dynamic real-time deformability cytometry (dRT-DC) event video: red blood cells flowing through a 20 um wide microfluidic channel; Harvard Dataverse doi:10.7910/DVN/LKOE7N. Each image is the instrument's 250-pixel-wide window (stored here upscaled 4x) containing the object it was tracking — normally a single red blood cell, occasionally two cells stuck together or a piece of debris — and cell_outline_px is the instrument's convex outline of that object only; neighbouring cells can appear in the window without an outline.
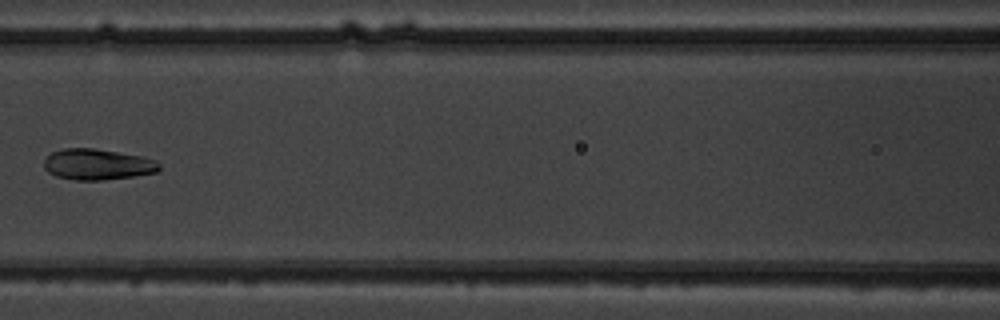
{"species": "common noctule bat (a hibernating species)", "species_latin": "Nyctalus noctula", "temperature_condition": "warm", "stored_images_in_passage": 9, "camera_frame_rate_fps": 3000, "um_per_image_px": 0.085, "animal": {"sex": "male", "body_mass_g": 19.5, "forearm_length_mm": 54.6}, "frame": {"image": 1, "passage_image": 8, "time_ms": 8.0, "image_size_px": [1000, 320], "cell_outline_px": [[160, 168], [156, 172], [132, 176], [104, 180], [72, 180], [56, 176], [48, 172], [44, 168], [44, 160], [52, 152], [64, 148], [92, 148], [144, 156], [156, 160], [160, 164]], "centroid_in_image_um": [8.28, 13.97], "position_along_channel_um": 158.3, "area_um2": 20.81}}
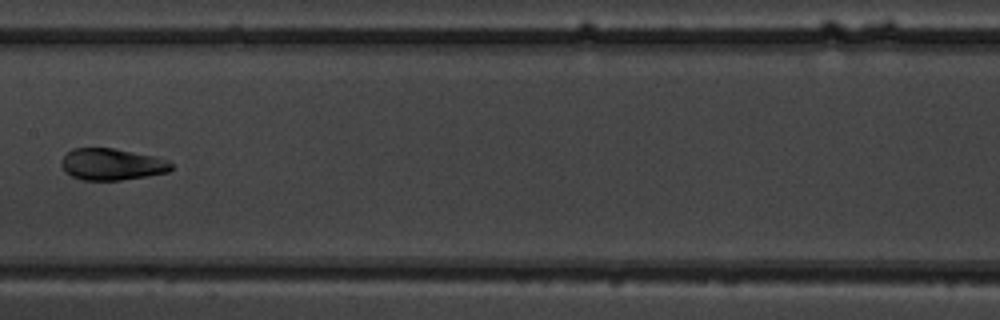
{"frame": {"image": 2, "passage_image": 9, "time_ms": 9.0, "image_size_px": [1000, 320], "cell_outline_px": [[172, 168], [168, 172], [120, 180], [84, 180], [72, 176], [60, 164], [60, 160], [72, 148], [112, 148], [156, 156], [168, 160], [172, 164]], "centroid_in_image_um": [9.52, 13.95], "position_along_channel_um": 197.9, "area_um2": 20.11}}